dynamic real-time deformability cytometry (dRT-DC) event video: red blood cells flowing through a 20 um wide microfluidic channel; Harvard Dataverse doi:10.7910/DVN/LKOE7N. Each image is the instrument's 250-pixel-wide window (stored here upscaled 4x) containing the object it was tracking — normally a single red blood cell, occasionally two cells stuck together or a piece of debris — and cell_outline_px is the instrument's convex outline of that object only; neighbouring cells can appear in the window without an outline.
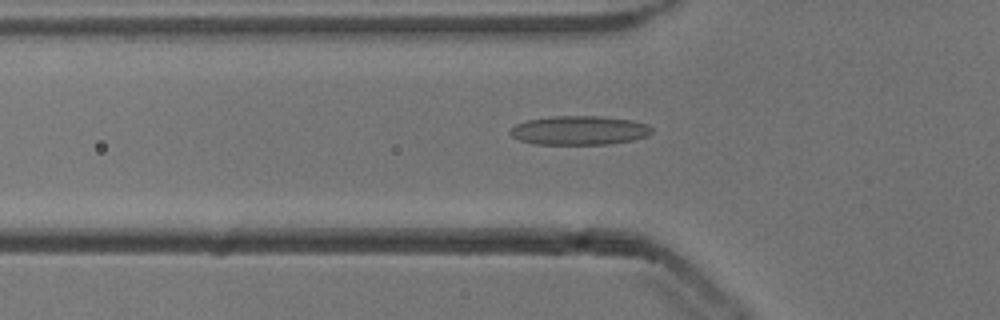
{"species": "common noctule bat (a hibernating species)", "species_latin": "Nyctalus noctula", "temperature_condition": "cold", "stored_images_in_passage": 32, "camera_frame_rate_fps": 3000, "um_per_image_px": 0.085, "animal": {"sex": "male", "body_mass_g": 13.3}, "frame": {"image": 1, "passage_image": 4, "time_ms": 1.0, "image_size_px": [1000, 320], "cell_outline_px": [[652, 132], [648, 136], [632, 140], [608, 144], [532, 144], [520, 140], [512, 136], [508, 132], [516, 124], [528, 120], [552, 116], [600, 116], [632, 120], [648, 124], [652, 128]], "centroid_in_image_um": [49.25, 11.08], "position_along_channel_um": 76.5, "area_um2": 23.99}}
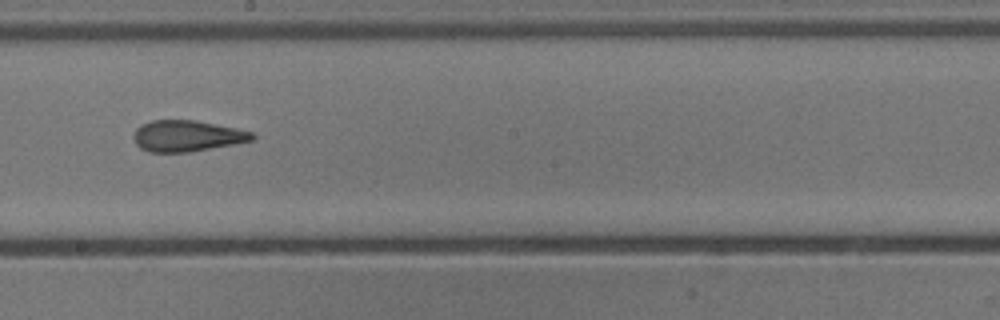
{"frame": {"image": 2, "passage_image": 16, "time_ms": 5.0, "image_size_px": [1000, 320], "cell_outline_px": [[256, 140], [188, 152], [148, 152], [140, 148], [136, 144], [132, 136], [136, 128], [140, 124], [152, 120], [196, 120], [236, 128], [252, 132], [256, 136]], "centroid_in_image_um": [15.88, 11.55], "position_along_channel_um": 232.3, "area_um2": 21.68}}
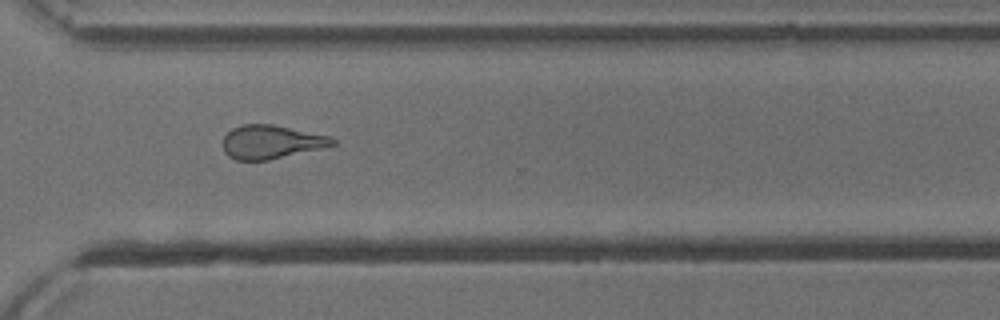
{"frame": {"image": 3, "passage_image": 25, "time_ms": 8.0, "image_size_px": [1000, 320], "cell_outline_px": [[336, 144], [320, 148], [268, 160], [236, 160], [228, 156], [224, 152], [224, 136], [232, 128], [244, 124], [272, 124], [332, 136], [336, 140]], "centroid_in_image_um": [23.05, 12.06], "position_along_channel_um": 347.5, "area_um2": 21.33}, "authors_computed_cell_mechanics": {"area_um2": 21.7906, "velocity_mm_per_s": 3.8666, "shape_relaxation_time_tau1_ms": 10.9434, "shape_relaxation_time_tau2_ms": 2.46, "deformation_change_tau1": 0.2413, "deformation_change_tau2": 0.1227}}